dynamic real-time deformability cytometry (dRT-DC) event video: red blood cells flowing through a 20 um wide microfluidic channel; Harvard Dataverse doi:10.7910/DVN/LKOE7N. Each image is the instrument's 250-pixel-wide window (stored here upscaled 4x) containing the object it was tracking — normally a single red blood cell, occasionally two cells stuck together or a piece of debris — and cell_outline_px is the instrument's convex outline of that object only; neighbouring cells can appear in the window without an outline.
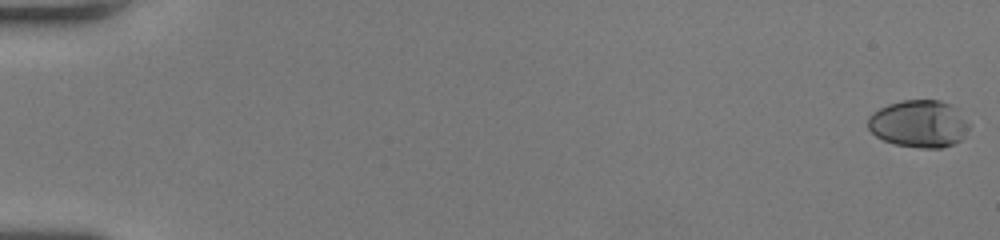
{"species": "human", "species_latin": "Homo sapiens", "temperature_condition": "room temperature", "stored_images_in_passage": 54, "camera_frame_rate_fps": 3000, "um_per_image_px": 0.085, "donor": {"sex": "female"}, "frame": {"image": 1, "passage_image": 1, "time_ms": 0.0, "image_size_px": [1000, 240], "cell_outline_px": [[972, 124], [964, 136], [960, 140], [952, 144], [940, 148], [920, 148], [896, 144], [884, 140], [876, 136], [868, 128], [868, 116], [872, 112], [888, 104], [904, 100], [940, 100], [952, 104]], "centroid_in_image_um": [78.14, 10.51], "position_along_channel_um": 6.9, "area_um2": 28.09}}
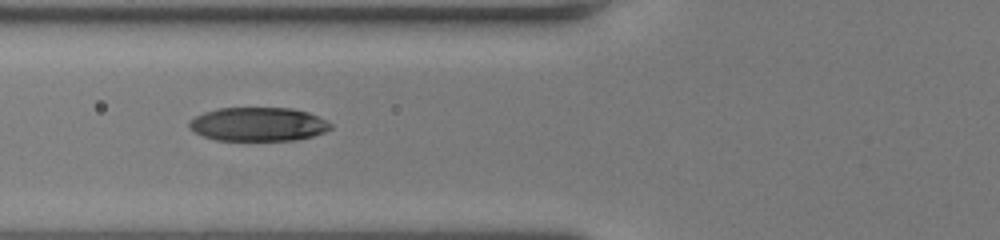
{"frame": {"image": 2, "passage_image": 23, "time_ms": 7.333, "image_size_px": [1000, 240], "cell_outline_px": [[332, 128], [324, 132], [312, 136], [296, 140], [216, 140], [204, 136], [196, 132], [188, 124], [188, 120], [204, 112], [216, 108], [292, 108], [308, 112], [332, 124]], "centroid_in_image_um": [21.94, 10.55], "position_along_channel_um": 103.9, "area_um2": 27.69}}
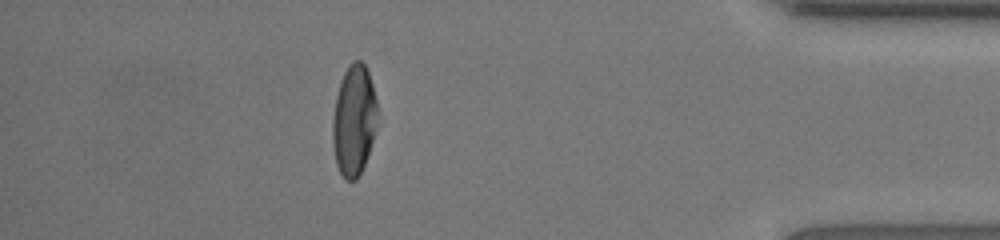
{"frame": {"image": 3, "passage_image": 48, "time_ms": 15.667, "image_size_px": [1000, 240], "cell_outline_px": [[376, 128], [368, 156], [356, 180], [348, 180], [340, 172], [336, 164], [332, 140], [332, 120], [336, 96], [340, 80], [348, 64], [352, 60], [360, 60], [364, 64], [368, 72], [372, 84], [376, 100]], "centroid_in_image_um": [30.07, 10.2], "position_along_channel_um": 405.1, "area_um2": 28.84}, "authors_computed_cell_mechanics": {"area_um2": 28.9, "velocity_mm_per_s": 4.0899, "shape_relaxation_time_tau1_ms": 3.6327, "shape_relaxation_time_tau2_ms": 1.9413, "deformation_change_tau1": 0.191, "deformation_change_tau2": 0.0368}}